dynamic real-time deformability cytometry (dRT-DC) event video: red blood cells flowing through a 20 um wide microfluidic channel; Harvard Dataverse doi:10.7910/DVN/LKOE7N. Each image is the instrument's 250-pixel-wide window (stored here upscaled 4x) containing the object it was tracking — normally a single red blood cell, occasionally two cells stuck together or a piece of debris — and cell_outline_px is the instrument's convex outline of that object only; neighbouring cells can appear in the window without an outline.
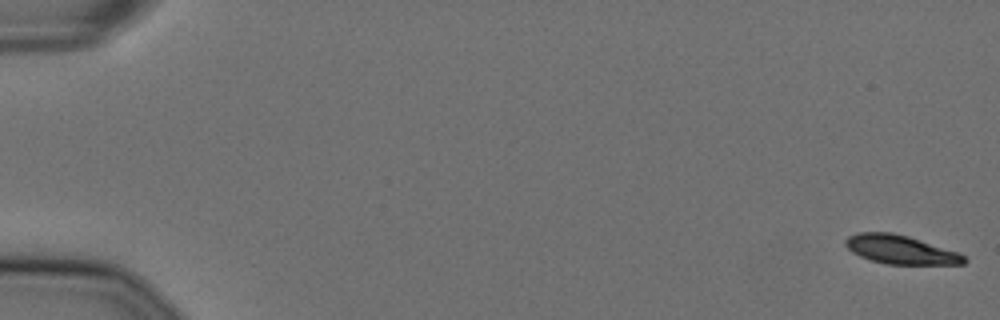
{"species": "Egyptian fruit bat (a non-hibernating species)", "species_latin": "Rousettus aegyptiacus", "temperature_condition": "cold", "stored_images_in_passage": 12, "camera_frame_rate_fps": 3000, "um_per_image_px": 0.085, "animal": {"sex": "female"}, "frame": {"image": 1, "passage_image": 1, "time_ms": 0.0, "image_size_px": [1000, 320], "cell_outline_px": [[968, 260], [964, 264], [888, 264], [872, 260], [860, 256], [852, 252], [844, 244], [844, 240], [848, 236], [856, 232], [892, 232], [908, 236], [960, 252]], "centroid_in_image_um": [76.55, 21.2], "position_along_channel_um": 8.5, "area_um2": 19.94}}